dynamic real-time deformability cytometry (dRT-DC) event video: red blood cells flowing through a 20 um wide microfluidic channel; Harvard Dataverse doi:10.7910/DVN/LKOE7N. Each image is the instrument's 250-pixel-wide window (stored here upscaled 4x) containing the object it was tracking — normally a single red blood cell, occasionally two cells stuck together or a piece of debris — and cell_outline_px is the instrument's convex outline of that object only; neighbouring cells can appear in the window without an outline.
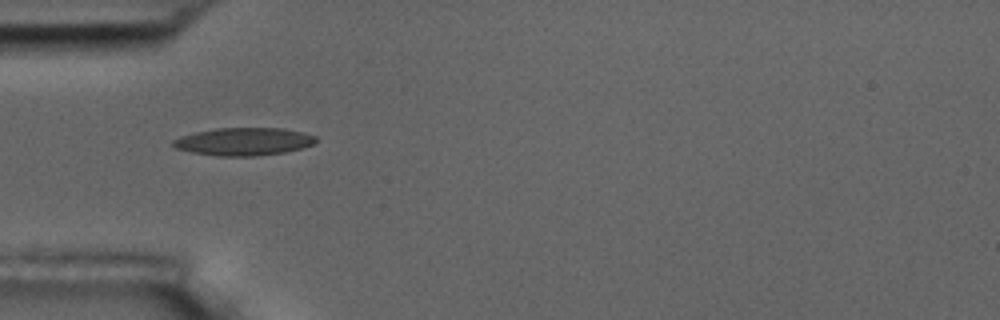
{"species": "common noctule bat (a hibernating species)", "species_latin": "Nyctalus noctula", "temperature_condition": "room temperature", "stored_images_in_passage": 6, "camera_frame_rate_fps": 3000, "um_per_image_px": 0.085, "animal": {"sex": "male", "body_mass_g": 17.5, "forearm_length_mm": 52.3}, "frame": {"image": 1, "passage_image": 1, "time_ms": 0.0, "image_size_px": [1000, 320], "cell_outline_px": [[316, 140], [312, 144], [300, 148], [284, 152], [256, 156], [216, 156], [192, 152], [176, 148], [172, 144], [172, 140], [180, 136], [196, 132], [216, 128], [284, 128], [316, 136]], "centroid_in_image_um": [20.68, 12.03], "position_along_channel_um": 64.3, "area_um2": 22.95}}
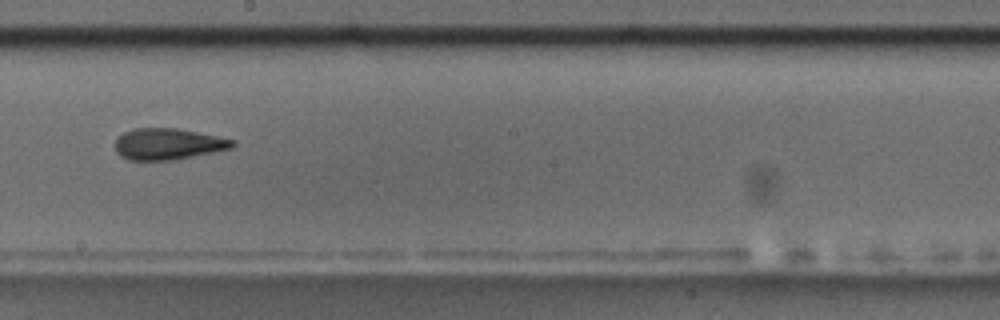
{"frame": {"image": 2, "passage_image": 5, "time_ms": 4.667, "image_size_px": [1000, 320], "cell_outline_px": [[236, 144], [232, 148], [176, 160], [128, 160], [120, 156], [116, 152], [116, 140], [124, 132], [132, 128], [176, 128], [236, 140]], "centroid_in_image_um": [14.29, 12.25], "position_along_channel_um": 233.9, "area_um2": 21.44}}
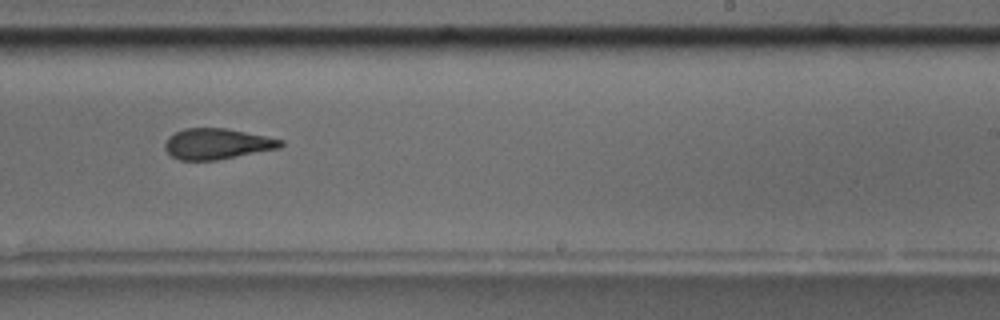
{"frame": {"image": 3, "passage_image": 6, "time_ms": 5.667, "image_size_px": [1000, 320], "cell_outline_px": [[284, 144], [280, 148], [216, 160], [180, 160], [172, 156], [164, 148], [164, 144], [168, 136], [184, 128], [228, 128], [284, 140]], "centroid_in_image_um": [18.45, 12.22], "position_along_channel_um": 270.6, "area_um2": 20.75}}